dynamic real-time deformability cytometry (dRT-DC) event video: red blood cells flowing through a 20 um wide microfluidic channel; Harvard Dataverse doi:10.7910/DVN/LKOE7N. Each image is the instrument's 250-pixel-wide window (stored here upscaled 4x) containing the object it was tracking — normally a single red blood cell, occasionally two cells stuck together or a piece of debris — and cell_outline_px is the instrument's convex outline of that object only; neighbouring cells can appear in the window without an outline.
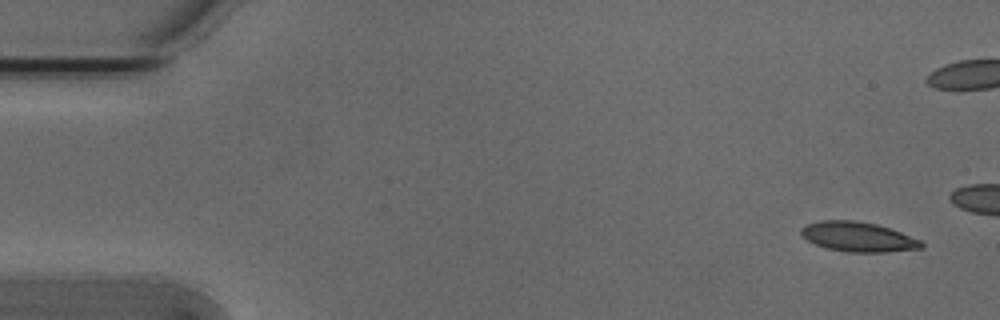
{"species": "Egyptian fruit bat (a non-hibernating species)", "species_latin": "Rousettus aegyptiacus", "temperature_condition": "cold", "stored_images_in_passage": 15, "camera_frame_rate_fps": 3000, "um_per_image_px": 0.085, "animal": {"sex": "male"}, "frame": {"image": 1, "passage_image": 1, "time_ms": 0.0, "image_size_px": [1000, 320], "cell_outline_px": [[924, 248], [888, 252], [848, 252], [828, 248], [816, 244], [808, 240], [800, 232], [800, 228], [808, 224], [820, 220], [852, 220], [876, 224], [900, 232], [920, 240], [924, 244]], "centroid_in_image_um": [72.95, 20.13], "position_along_channel_um": 12.0, "area_um2": 20.63}}